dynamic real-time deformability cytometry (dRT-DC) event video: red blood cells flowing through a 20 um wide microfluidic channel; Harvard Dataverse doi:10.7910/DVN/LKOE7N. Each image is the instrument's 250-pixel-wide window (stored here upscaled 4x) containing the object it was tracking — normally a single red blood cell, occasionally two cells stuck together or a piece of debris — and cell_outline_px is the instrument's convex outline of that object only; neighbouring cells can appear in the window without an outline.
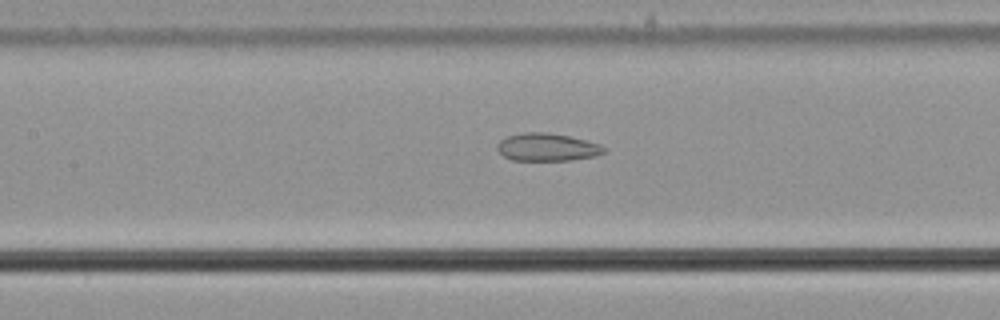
{"species": "common noctule bat (a hibernating species)", "species_latin": "Nyctalus noctula", "temperature_condition": "cold", "stored_images_in_passage": 42, "camera_frame_rate_fps": 3000, "um_per_image_px": 0.085, "animal": {"sex": "male", "body_mass_g": 21.5, "forearm_length_mm": 52.0}, "frame": {"image": 1, "passage_image": 15, "time_ms": 4.667, "image_size_px": [1000, 320], "cell_outline_px": [[604, 152], [596, 156], [572, 160], [512, 160], [504, 156], [496, 148], [496, 144], [500, 140], [508, 136], [524, 132], [548, 132], [568, 136], [600, 144], [604, 148]], "centroid_in_image_um": [46.48, 12.51], "position_along_channel_um": 160.9, "area_um2": 17.17}}
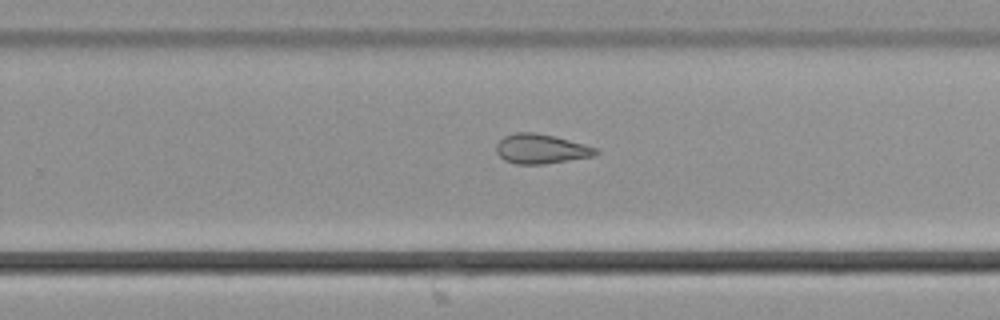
{"frame": {"image": 2, "passage_image": 25, "time_ms": 8.0, "image_size_px": [1000, 320], "cell_outline_px": [[600, 152], [592, 156], [544, 164], [516, 164], [504, 160], [496, 152], [496, 144], [504, 136], [516, 132], [536, 132], [556, 136], [584, 144], [596, 148]], "centroid_in_image_um": [45.96, 12.64], "position_along_channel_um": 283.8, "area_um2": 17.17}}
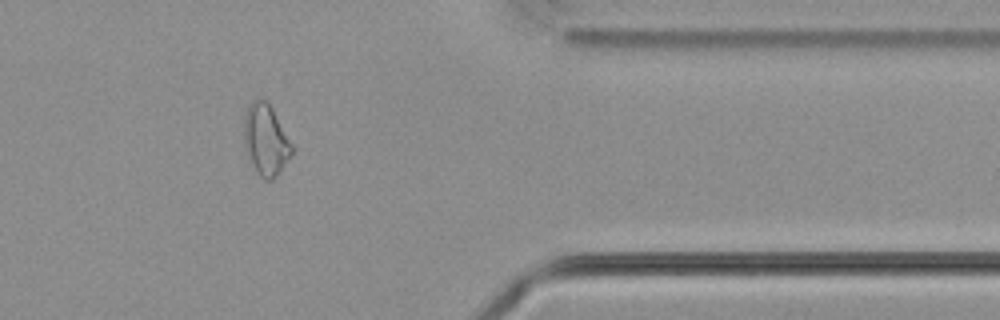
{"frame": {"image": 3, "passage_image": 35, "time_ms": 11.333, "image_size_px": [1000, 320], "cell_outline_px": [[292, 152], [276, 176], [272, 180], [264, 180], [260, 176], [244, 148], [244, 116], [248, 104], [252, 100], [260, 96], [268, 100], [292, 144]], "centroid_in_image_um": [22.56, 11.8], "position_along_channel_um": 388.8, "area_um2": 19.77}}